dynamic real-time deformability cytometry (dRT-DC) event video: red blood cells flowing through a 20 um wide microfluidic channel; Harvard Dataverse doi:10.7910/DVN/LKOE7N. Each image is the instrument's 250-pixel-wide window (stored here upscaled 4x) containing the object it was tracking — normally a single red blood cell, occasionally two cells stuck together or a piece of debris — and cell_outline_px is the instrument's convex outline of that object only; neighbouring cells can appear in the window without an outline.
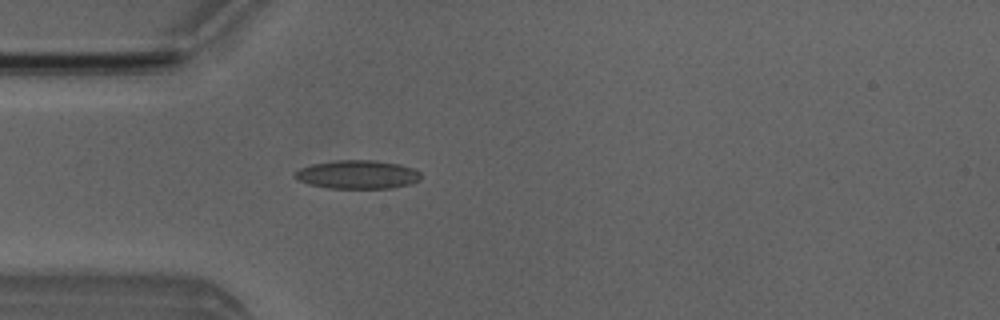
{"species": "Egyptian fruit bat (a non-hibernating species)", "species_latin": "Rousettus aegyptiacus", "temperature_condition": "room temperature", "stored_images_in_passage": 4, "camera_frame_rate_fps": 3000, "um_per_image_px": 0.085, "animal": {"sex": "male"}, "frame": {"image": 1, "passage_image": 4, "time_ms": 3.333, "image_size_px": [1000, 320], "cell_outline_px": [[420, 180], [408, 184], [392, 188], [328, 188], [308, 184], [292, 176], [300, 168], [312, 164], [336, 160], [376, 160], [400, 164], [412, 168], [420, 172]], "centroid_in_image_um": [30.38, 14.83], "position_along_channel_um": 54.6, "area_um2": 20.92}}